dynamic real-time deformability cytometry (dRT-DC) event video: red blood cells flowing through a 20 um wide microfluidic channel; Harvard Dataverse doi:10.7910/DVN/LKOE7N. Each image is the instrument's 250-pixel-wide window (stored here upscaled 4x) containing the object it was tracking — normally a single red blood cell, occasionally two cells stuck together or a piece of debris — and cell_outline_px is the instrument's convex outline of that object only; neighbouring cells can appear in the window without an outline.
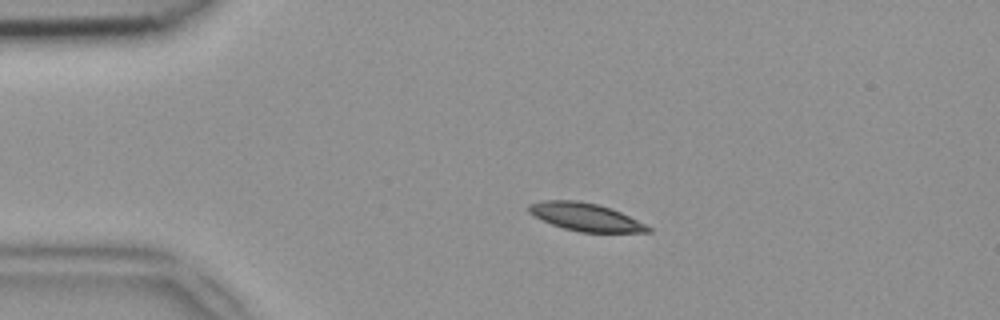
{"species": "common noctule bat (a hibernating species)", "species_latin": "Nyctalus noctula", "temperature_condition": "room temperature", "stored_images_in_passage": 49, "camera_frame_rate_fps": 3000, "um_per_image_px": 0.085, "animal": {"sex": "female", "body_mass_g": 18.4}, "frame": {"image": 1, "passage_image": 10, "time_ms": 3.0, "image_size_px": [1000, 320], "cell_outline_px": [[652, 232], [580, 232], [564, 228], [552, 224], [528, 212], [528, 204], [544, 200], [576, 200], [596, 204], [612, 208], [652, 228]], "centroid_in_image_um": [49.76, 18.44], "position_along_channel_um": 35.2, "area_um2": 19.07}}
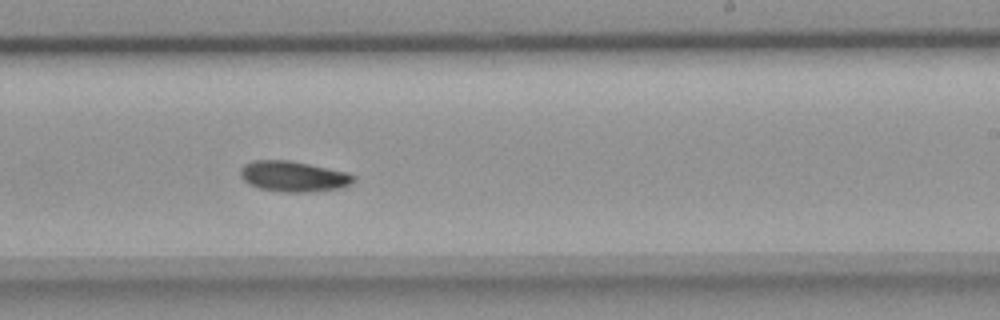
{"frame": {"image": 2, "passage_image": 30, "time_ms": 9.667, "image_size_px": [1000, 320], "cell_outline_px": [[356, 180], [352, 184], [340, 188], [312, 192], [284, 192], [260, 188], [248, 184], [240, 176], [240, 168], [244, 164], [252, 160], [288, 160], [348, 172], [356, 176]], "centroid_in_image_um": [24.96, 14.99], "position_along_channel_um": 264.0, "area_um2": 20.35}}
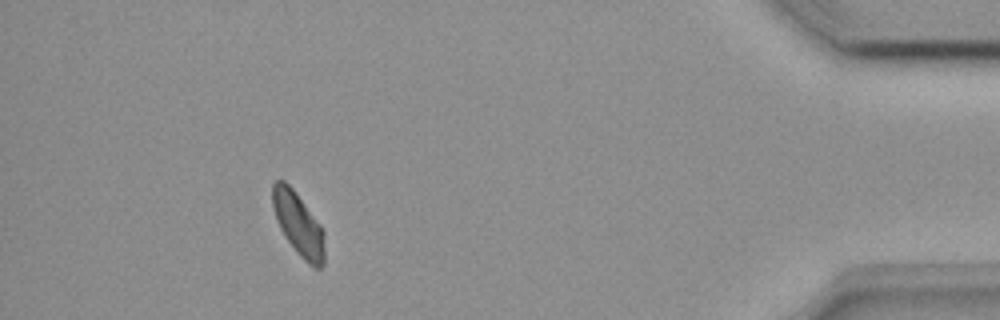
{"frame": {"image": 3, "passage_image": 45, "time_ms": 14.667, "image_size_px": [1000, 320], "cell_outline_px": [[324, 264], [320, 268], [312, 268], [296, 252], [280, 228], [276, 220], [272, 208], [272, 184], [276, 180], [284, 180], [292, 188], [320, 224], [324, 232]], "centroid_in_image_um": [25.36, 19.06], "position_along_channel_um": 409.8, "area_um2": 19.07}}